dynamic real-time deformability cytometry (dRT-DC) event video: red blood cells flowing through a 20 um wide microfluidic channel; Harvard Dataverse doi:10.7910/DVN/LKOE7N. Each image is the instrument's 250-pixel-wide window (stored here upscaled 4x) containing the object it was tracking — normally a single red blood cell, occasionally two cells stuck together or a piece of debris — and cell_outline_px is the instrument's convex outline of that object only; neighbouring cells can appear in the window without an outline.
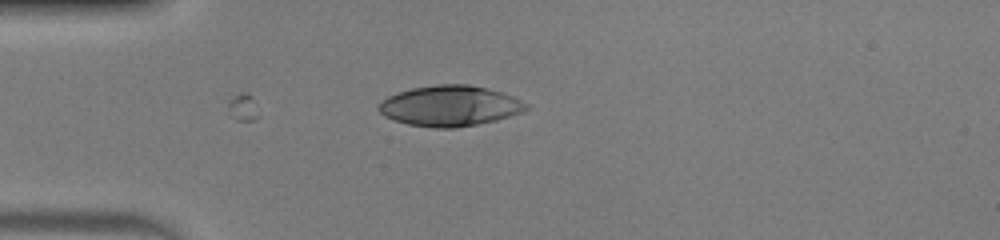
{"species": "human", "species_latin": "Homo sapiens", "temperature_condition": "warm", "stored_images_in_passage": 6, "camera_frame_rate_fps": 3000, "um_per_image_px": 0.085, "donor": {"sex": "male"}, "frame": {"image": 1, "passage_image": 6, "time_ms": 1.667, "image_size_px": [1000, 240], "cell_outline_px": [[528, 108], [520, 112], [496, 120], [456, 128], [432, 128], [408, 124], [384, 116], [376, 108], [376, 104], [380, 100], [396, 92], [412, 88], [436, 84], [468, 84], [500, 92], [512, 96], [528, 104]], "centroid_in_image_um": [38.16, 9.0], "position_along_channel_um": 46.8, "area_um2": 34.8}}